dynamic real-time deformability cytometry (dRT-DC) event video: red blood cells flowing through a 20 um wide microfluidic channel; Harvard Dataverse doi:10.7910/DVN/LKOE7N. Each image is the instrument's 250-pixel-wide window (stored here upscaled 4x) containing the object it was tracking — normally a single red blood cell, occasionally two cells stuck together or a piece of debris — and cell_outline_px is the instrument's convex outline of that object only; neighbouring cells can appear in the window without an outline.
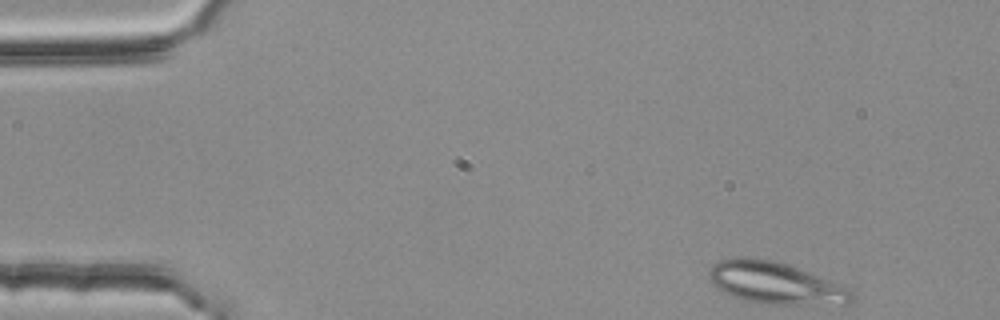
{"species": "common noctule bat (a hibernating species)", "species_latin": "Nyctalus noctula", "temperature_condition": "room temperature", "stored_images_in_passage": 3, "camera_frame_rate_fps": 3000, "um_per_image_px": 0.085, "animal": {"sex": "female", "body_mass_g": 25.1}, "frame": {"image": 1, "passage_image": 1, "time_ms": 0.0, "image_size_px": [1000, 320], "cell_outline_px": [[856, 292], [852, 300], [848, 304], [760, 304], [744, 300], [732, 296], [716, 288], [712, 284], [708, 276], [708, 272], [712, 264], [720, 260], [744, 256], [752, 256], [776, 260], [788, 264], [848, 288]], "centroid_in_image_um": [65.86, 24.05], "position_along_channel_um": 19.1, "area_um2": 35.14}}